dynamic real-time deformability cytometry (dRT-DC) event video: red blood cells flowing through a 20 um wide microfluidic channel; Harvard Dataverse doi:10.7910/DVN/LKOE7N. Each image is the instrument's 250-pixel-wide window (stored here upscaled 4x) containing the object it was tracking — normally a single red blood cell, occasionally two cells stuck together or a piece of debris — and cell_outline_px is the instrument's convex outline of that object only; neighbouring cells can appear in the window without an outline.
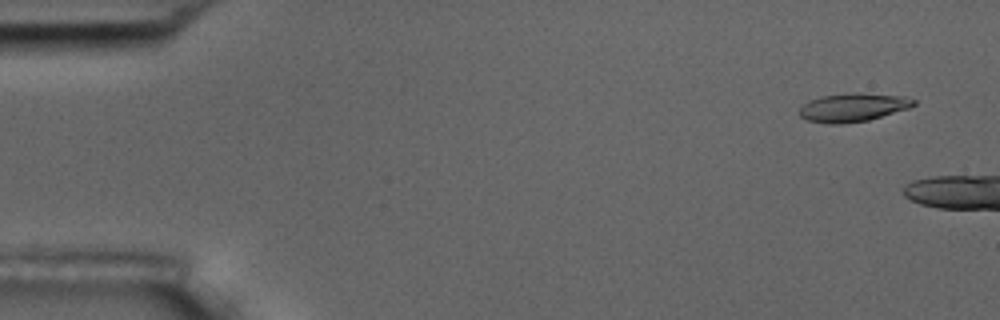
{"species": "common noctule bat (a hibernating species)", "species_latin": "Nyctalus noctula", "temperature_condition": "room temperature", "stored_images_in_passage": 16, "camera_frame_rate_fps": 3000, "um_per_image_px": 0.085, "animal": {"sex": "male", "body_mass_g": 17.5, "forearm_length_mm": 52.3}, "frame": {"image": 1, "passage_image": 4, "time_ms": 1.0, "image_size_px": [1000, 320], "cell_outline_px": [[916, 104], [908, 108], [868, 120], [840, 124], [828, 124], [808, 120], [800, 116], [800, 108], [808, 100], [820, 96], [904, 96], [916, 100]], "centroid_in_image_um": [72.45, 9.19], "position_along_channel_um": 12.5, "area_um2": 17.69}}